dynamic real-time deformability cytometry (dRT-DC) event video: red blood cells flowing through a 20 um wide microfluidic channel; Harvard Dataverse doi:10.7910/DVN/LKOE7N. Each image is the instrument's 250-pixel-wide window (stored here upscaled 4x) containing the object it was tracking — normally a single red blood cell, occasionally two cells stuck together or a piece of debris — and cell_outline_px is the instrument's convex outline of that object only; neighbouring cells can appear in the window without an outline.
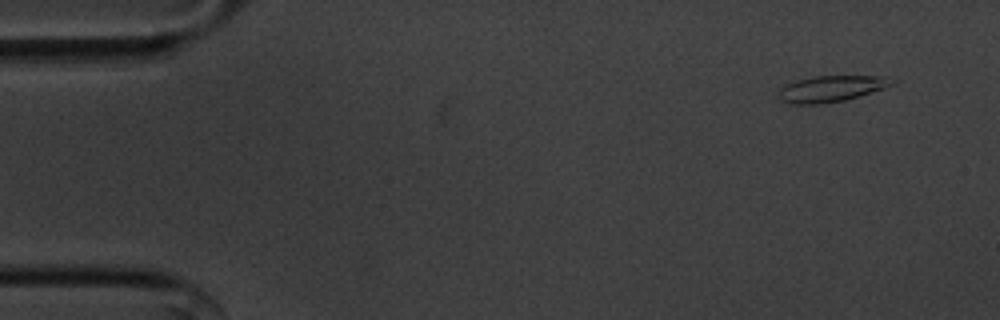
{"species": "common noctule bat (a hibernating species)", "species_latin": "Nyctalus noctula", "temperature_condition": "cold", "stored_images_in_passage": 52, "camera_frame_rate_fps": 3000, "um_per_image_px": 0.085, "animal": {"sex": "male", "body_mass_g": 20.1, "forearm_length_mm": 53.5}, "frame": {"image": 1, "passage_image": 1, "time_ms": 0.0, "image_size_px": [1000, 320], "cell_outline_px": [[896, 80], [892, 84], [884, 88], [860, 96], [844, 100], [820, 104], [788, 104], [780, 100], [776, 96], [780, 88], [796, 80], [816, 76], [888, 76]], "centroid_in_image_um": [70.63, 7.54], "position_along_channel_um": 14.4, "area_um2": 17.4}}
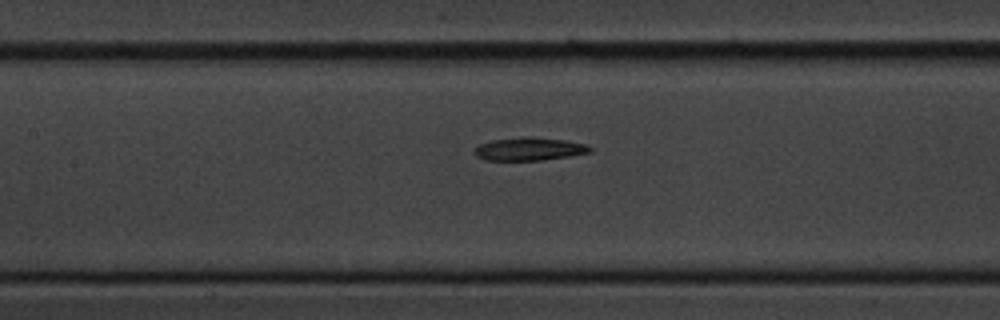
{"frame": {"image": 2, "passage_image": 22, "time_ms": 7.0, "image_size_px": [1000, 320], "cell_outline_px": [[592, 152], [568, 156], [540, 160], [484, 160], [476, 156], [472, 152], [480, 144], [492, 140], [524, 136], [532, 136], [564, 140], [588, 144], [592, 148]], "centroid_in_image_um": [44.99, 12.65], "position_along_channel_um": 162.4, "area_um2": 15.61}}
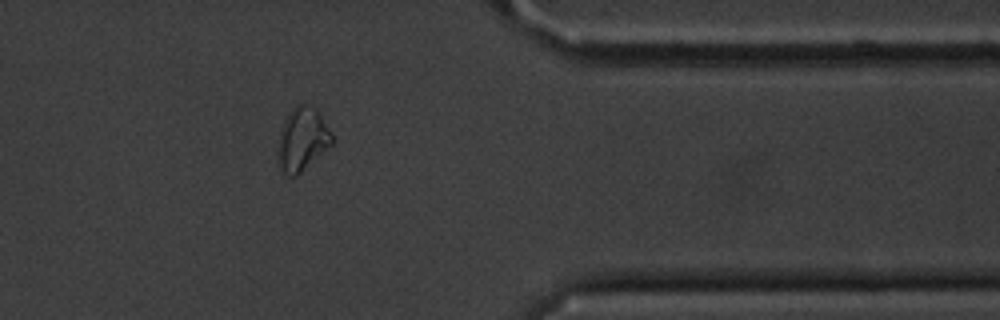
{"frame": {"image": 3, "passage_image": 42, "time_ms": 13.667, "image_size_px": [1000, 320], "cell_outline_px": [[332, 144], [296, 176], [288, 176], [280, 172], [276, 156], [276, 152], [280, 128], [284, 120], [292, 108], [296, 104], [308, 104], [316, 108], [332, 136]], "centroid_in_image_um": [25.62, 11.86], "position_along_channel_um": 385.8, "area_um2": 20.06}}